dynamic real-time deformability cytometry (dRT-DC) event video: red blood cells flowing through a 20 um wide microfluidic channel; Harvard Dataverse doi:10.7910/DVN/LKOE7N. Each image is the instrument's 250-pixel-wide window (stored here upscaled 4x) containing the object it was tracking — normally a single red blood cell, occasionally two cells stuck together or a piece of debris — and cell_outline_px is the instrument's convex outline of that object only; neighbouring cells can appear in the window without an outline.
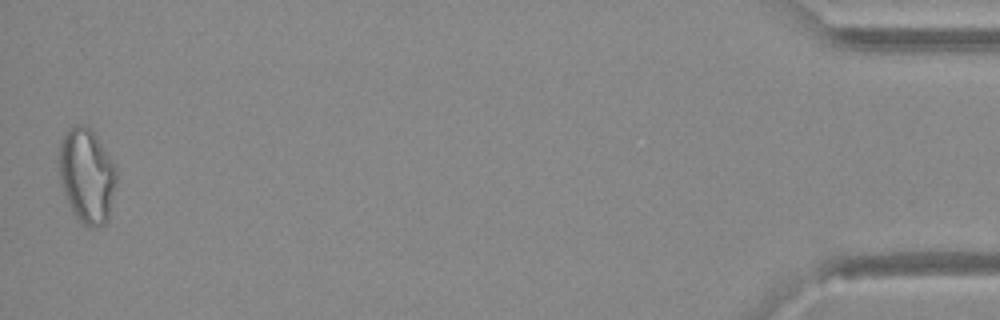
{"species": "Egyptian fruit bat (a non-hibernating species)", "species_latin": "Rousettus aegyptiacus", "temperature_condition": "warm", "stored_images_in_passage": 45, "camera_frame_rate_fps": 3000, "um_per_image_px": 0.085, "animal": {"sex": "female"}, "frame": {"image": 1, "passage_image": 45, "time_ms": 14.667, "image_size_px": [1000, 320], "cell_outline_px": [[116, 184], [108, 220], [104, 224], [96, 228], [92, 228], [84, 224], [72, 212], [64, 192], [60, 176], [60, 140], [68, 128], [76, 124], [84, 124], [92, 128], [116, 164]], "centroid_in_image_um": [7.41, 14.89], "position_along_channel_um": 427.8, "area_um2": 31.91}}